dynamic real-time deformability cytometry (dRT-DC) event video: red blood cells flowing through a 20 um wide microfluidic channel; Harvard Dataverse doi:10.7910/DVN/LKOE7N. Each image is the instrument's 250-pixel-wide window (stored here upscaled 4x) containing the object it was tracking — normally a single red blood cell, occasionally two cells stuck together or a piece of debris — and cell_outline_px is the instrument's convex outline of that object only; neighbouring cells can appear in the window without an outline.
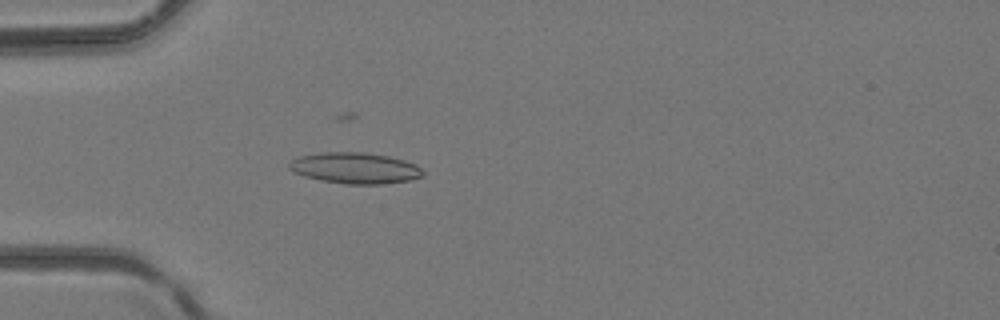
{"species": "common noctule bat (a hibernating species)", "species_latin": "Nyctalus noctula", "temperature_condition": "room temperature", "stored_images_in_passage": 5, "camera_frame_rate_fps": 3000, "um_per_image_px": 0.085, "animal": {"sex": "female", "body_mass_g": 24.6, "forearm_length_mm": 56.2}, "frame": {"image": 1, "passage_image": 5, "time_ms": 1.333, "image_size_px": [1000, 320], "cell_outline_px": [[424, 176], [412, 180], [380, 184], [348, 184], [320, 180], [304, 176], [292, 172], [288, 168], [288, 164], [292, 160], [300, 156], [320, 152], [364, 152], [388, 156], [404, 160], [416, 164], [424, 172]], "centroid_in_image_um": [30.18, 14.28], "position_along_channel_um": 54.8, "area_um2": 24.33}}